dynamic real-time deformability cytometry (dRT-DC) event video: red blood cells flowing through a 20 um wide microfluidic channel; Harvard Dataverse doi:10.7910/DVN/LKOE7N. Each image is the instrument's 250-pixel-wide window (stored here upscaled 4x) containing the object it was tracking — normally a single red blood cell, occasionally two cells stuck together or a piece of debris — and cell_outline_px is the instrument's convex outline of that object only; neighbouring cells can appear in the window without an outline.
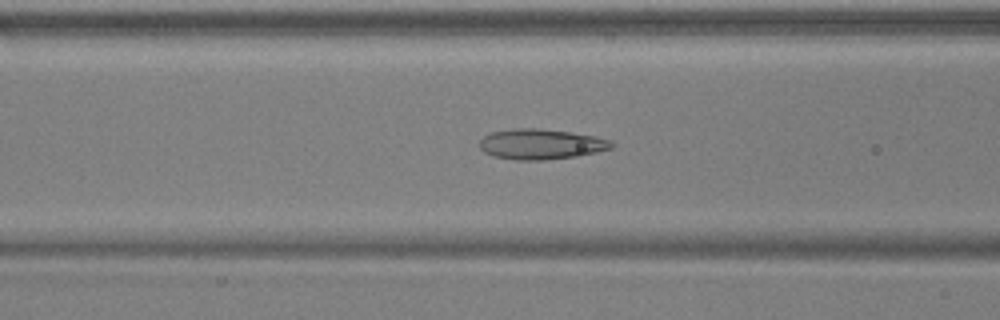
{"species": "common noctule bat (a hibernating species)", "species_latin": "Nyctalus noctula", "temperature_condition": "warm", "stored_images_in_passage": 49, "camera_frame_rate_fps": 3000, "um_per_image_px": 0.085, "animal": {"sex": "male", "body_mass_g": 17.9, "forearm_length_mm": 54.2}, "frame": {"image": 1, "passage_image": 22, "time_ms": 7.0, "image_size_px": [1000, 320], "cell_outline_px": [[616, 144], [612, 148], [596, 152], [576, 156], [544, 160], [516, 160], [496, 156], [484, 152], [480, 148], [480, 140], [484, 136], [492, 132], [512, 128], [536, 128], [572, 132], [596, 136], [612, 140]], "centroid_in_image_um": [46.02, 12.24], "position_along_channel_um": 120.6, "area_um2": 23.41}}
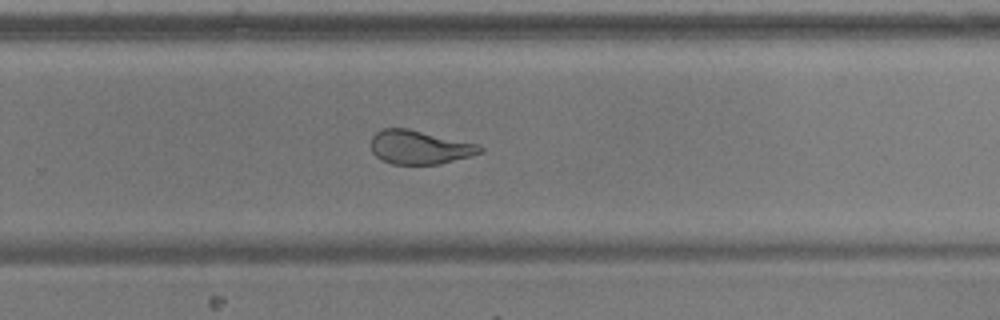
{"frame": {"image": 2, "passage_image": 36, "time_ms": 11.667, "image_size_px": [1000, 320], "cell_outline_px": [[484, 152], [440, 164], [392, 164], [376, 156], [372, 152], [372, 136], [376, 132], [384, 128], [408, 128], [480, 144], [484, 148]], "centroid_in_image_um": [35.7, 12.51], "position_along_channel_um": 294.1, "area_um2": 21.5}}
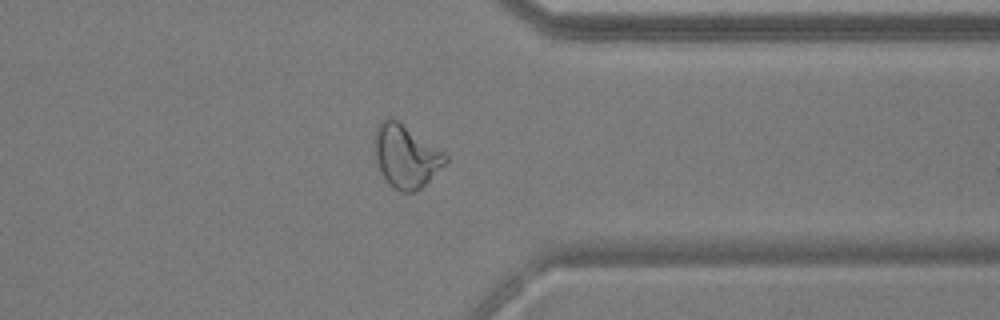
{"frame": {"image": 3, "passage_image": 43, "time_ms": 14.0, "image_size_px": [1000, 320], "cell_outline_px": [[448, 160], [416, 192], [400, 192], [388, 184], [380, 172], [372, 152], [372, 140], [376, 128], [380, 120], [388, 116], [392, 116], [444, 152], [448, 156]], "centroid_in_image_um": [34.41, 13.24], "position_along_channel_um": 377.0, "area_um2": 26.41}, "authors_computed_cell_mechanics": {"area_um2": 24.3338, "velocity_mm_per_s": 3.727, "shape_relaxation_time_tau1_ms": 5.367, "shape_relaxation_time_tau2_ms": 1.3109, "deformation_change_tau1": 0.1825, "deformation_change_tau2": 0.0856}}